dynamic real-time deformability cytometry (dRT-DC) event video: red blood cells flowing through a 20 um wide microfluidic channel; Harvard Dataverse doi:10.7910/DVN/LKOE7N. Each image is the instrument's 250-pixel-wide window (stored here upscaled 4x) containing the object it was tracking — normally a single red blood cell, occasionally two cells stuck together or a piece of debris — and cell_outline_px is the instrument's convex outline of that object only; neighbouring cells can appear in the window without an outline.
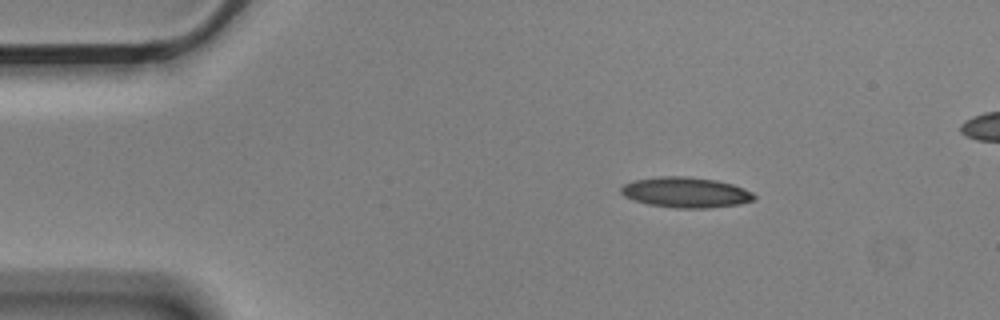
{"species": "Egyptian fruit bat (a non-hibernating species)", "species_latin": "Rousettus aegyptiacus", "temperature_condition": "cold", "stored_images_in_passage": 4, "camera_frame_rate_fps": 3000, "um_per_image_px": 0.085, "animal": {"sex": "male"}, "frame": {"image": 1, "passage_image": 2, "time_ms": 0.333, "image_size_px": [1000, 320], "cell_outline_px": [[756, 200], [740, 204], [708, 208], [676, 208], [648, 204], [632, 200], [624, 196], [620, 192], [620, 188], [624, 184], [632, 180], [660, 176], [688, 176], [716, 180], [732, 184], [744, 188], [752, 192], [756, 196]], "centroid_in_image_um": [58.29, 16.35], "position_along_channel_um": 26.7, "area_um2": 23.87}}